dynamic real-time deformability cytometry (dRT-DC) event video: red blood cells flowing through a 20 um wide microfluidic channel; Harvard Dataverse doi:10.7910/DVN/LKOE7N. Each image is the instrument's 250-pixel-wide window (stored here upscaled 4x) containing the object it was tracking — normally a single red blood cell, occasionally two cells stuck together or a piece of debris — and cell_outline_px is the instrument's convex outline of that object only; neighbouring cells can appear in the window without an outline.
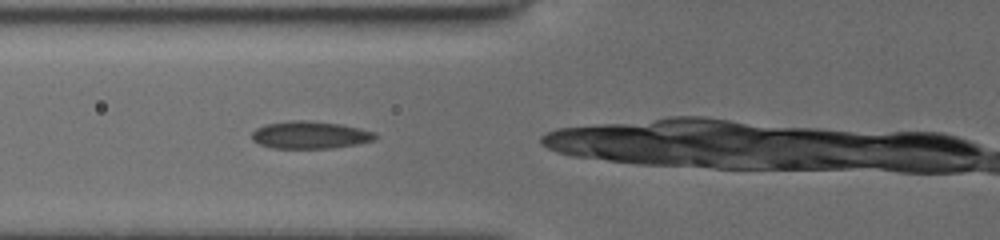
{"species": "common noctule bat (a hibernating species)", "species_latin": "Nyctalus noctula", "temperature_condition": "cold", "stored_images_in_passage": 14, "camera_frame_rate_fps": 3000, "um_per_image_px": 0.085, "animal": {"sex": "female", "body_mass_g": 19.5, "forearm_length_mm": 54.1}, "frame": {"image": 1, "passage_image": 5, "time_ms": 1.333, "image_size_px": [1000, 240], "cell_outline_px": [[376, 140], [356, 144], [332, 148], [272, 148], [260, 144], [252, 140], [252, 132], [256, 128], [264, 124], [288, 120], [308, 120], [340, 124], [360, 128], [376, 132]], "centroid_in_image_um": [26.35, 11.46], "position_along_channel_um": 99.5, "area_um2": 19.88}}
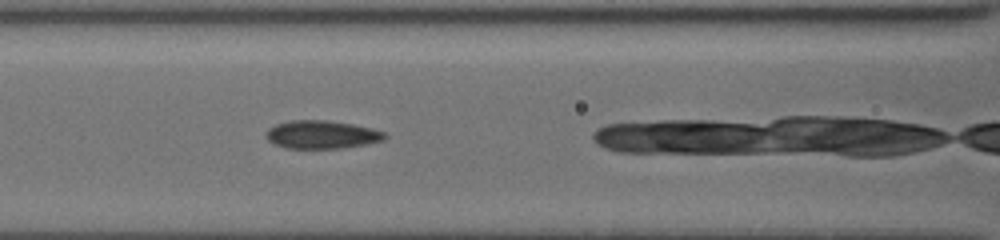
{"frame": {"image": 2, "passage_image": 8, "time_ms": 2.333, "image_size_px": [1000, 240], "cell_outline_px": [[388, 136], [384, 140], [368, 144], [340, 148], [284, 148], [272, 144], [268, 140], [264, 132], [268, 128], [276, 124], [292, 120], [328, 120], [352, 124], [372, 128], [384, 132]], "centroid_in_image_um": [27.33, 11.44], "position_along_channel_um": 139.3, "area_um2": 19.65}}